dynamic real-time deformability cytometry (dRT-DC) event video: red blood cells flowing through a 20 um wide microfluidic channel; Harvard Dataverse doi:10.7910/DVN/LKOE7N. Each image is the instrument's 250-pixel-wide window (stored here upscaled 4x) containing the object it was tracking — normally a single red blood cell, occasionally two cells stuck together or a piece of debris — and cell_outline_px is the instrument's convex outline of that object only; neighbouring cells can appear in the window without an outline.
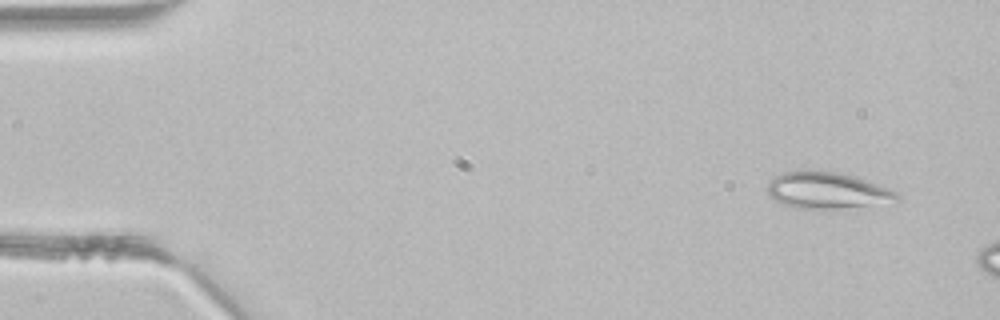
{"species": "common noctule bat (a hibernating species)", "species_latin": "Nyctalus noctula", "temperature_condition": "room temperature", "stored_images_in_passage": 4, "camera_frame_rate_fps": 3000, "um_per_image_px": 0.085, "animal": {"sex": "male", "body_mass_g": 21.5, "forearm_length_mm": 52.0}, "frame": {"image": 1, "passage_image": 1, "time_ms": 0.0, "image_size_px": [1000, 320], "cell_outline_px": [[900, 200], [840, 208], [796, 208], [784, 204], [768, 196], [764, 188], [776, 176], [784, 172], [820, 168], [856, 176], [888, 188], [896, 192], [900, 196]], "centroid_in_image_um": [70.25, 16.14], "position_along_channel_um": 14.8, "area_um2": 27.63}}